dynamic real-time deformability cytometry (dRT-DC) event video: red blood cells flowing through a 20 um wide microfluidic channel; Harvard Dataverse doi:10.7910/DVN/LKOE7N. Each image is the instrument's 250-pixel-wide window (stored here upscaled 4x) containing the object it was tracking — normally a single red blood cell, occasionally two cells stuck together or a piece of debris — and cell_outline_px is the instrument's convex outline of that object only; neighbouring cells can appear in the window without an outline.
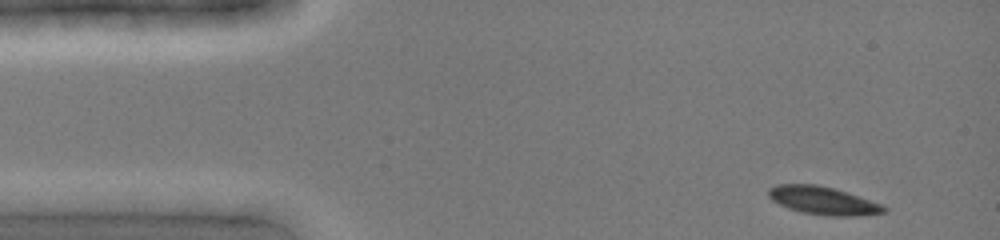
{"species": "common noctule bat (a hibernating species)", "species_latin": "Nyctalus noctula", "temperature_condition": "cold", "stored_images_in_passage": 10, "camera_frame_rate_fps": 3000, "um_per_image_px": 0.085, "animal": {"sex": "female", "body_mass_g": 19.0, "forearm_length_mm": 51.5}, "frame": {"image": 1, "passage_image": 1, "time_ms": 0.0, "image_size_px": [1000, 240], "cell_outline_px": [[888, 208], [884, 212], [856, 216], [824, 216], [800, 212], [788, 208], [772, 200], [768, 196], [768, 188], [776, 184], [816, 184], [832, 188], [880, 204]], "centroid_in_image_um": [69.88, 17.06], "position_along_channel_um": 15.1, "area_um2": 18.61}}